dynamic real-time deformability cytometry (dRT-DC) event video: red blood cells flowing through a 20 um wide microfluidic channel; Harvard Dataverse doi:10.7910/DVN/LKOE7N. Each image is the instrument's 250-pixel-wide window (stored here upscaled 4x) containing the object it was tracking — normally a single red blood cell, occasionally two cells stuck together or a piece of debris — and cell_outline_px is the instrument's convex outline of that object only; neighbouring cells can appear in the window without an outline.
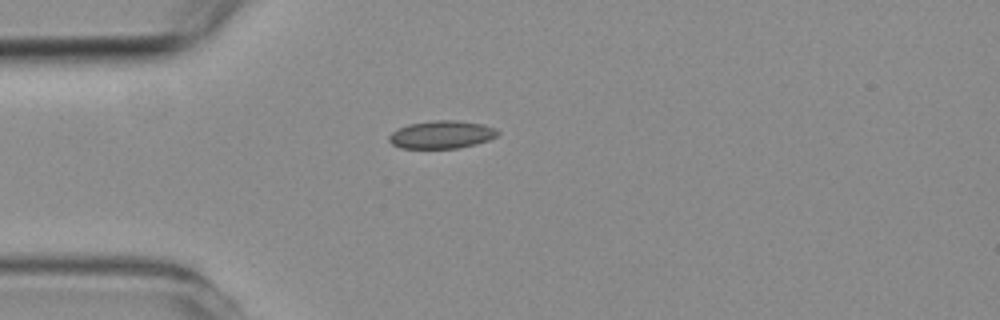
{"species": "common noctule bat (a hibernating species)", "species_latin": "Nyctalus noctula", "temperature_condition": "room temperature", "stored_images_in_passage": 3, "camera_frame_rate_fps": 3000, "um_per_image_px": 0.085, "animal": {"sex": "female", "body_mass_g": 19.3, "forearm_length_mm": 54.1}, "frame": {"image": 1, "passage_image": 2, "time_ms": 4.667, "image_size_px": [1000, 320], "cell_outline_px": [[500, 132], [496, 136], [488, 140], [476, 144], [460, 148], [400, 148], [392, 144], [388, 140], [388, 136], [392, 132], [408, 124], [432, 120], [456, 120], [484, 124], [496, 128]], "centroid_in_image_um": [37.55, 11.44], "position_along_channel_um": 47.5, "area_um2": 17.74}}